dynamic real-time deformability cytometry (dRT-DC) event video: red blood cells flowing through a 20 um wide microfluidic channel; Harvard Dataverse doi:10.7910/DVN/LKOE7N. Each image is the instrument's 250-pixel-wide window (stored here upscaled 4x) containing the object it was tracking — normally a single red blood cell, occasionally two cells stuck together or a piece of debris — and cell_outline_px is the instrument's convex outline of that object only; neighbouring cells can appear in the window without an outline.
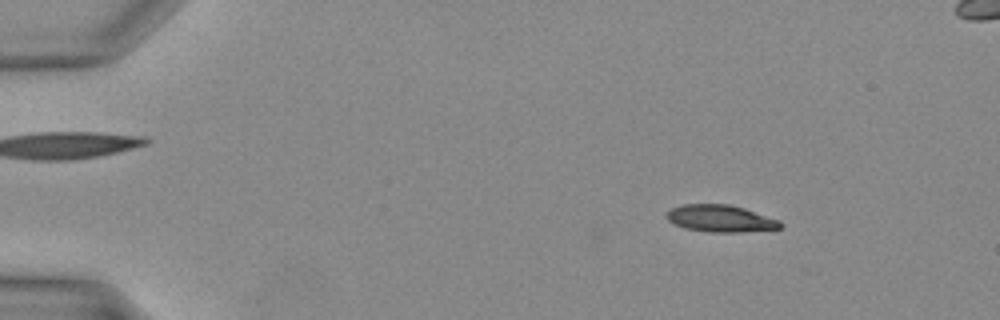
{"species": "Egyptian fruit bat (a non-hibernating species)", "species_latin": "Rousettus aegyptiacus", "temperature_condition": "warm", "stored_images_in_passage": 19, "camera_frame_rate_fps": 3000, "um_per_image_px": 0.085, "animal": {"sex": "female"}, "frame": {"image": 1, "passage_image": 5, "time_ms": 1.333, "image_size_px": [1000, 320], "cell_outline_px": [[784, 224], [780, 228], [740, 232], [708, 232], [684, 228], [672, 224], [664, 216], [672, 208], [680, 204], [728, 204], [744, 208], [780, 220]], "centroid_in_image_um": [61.21, 18.57], "position_along_channel_um": 23.8, "area_um2": 18.03}}
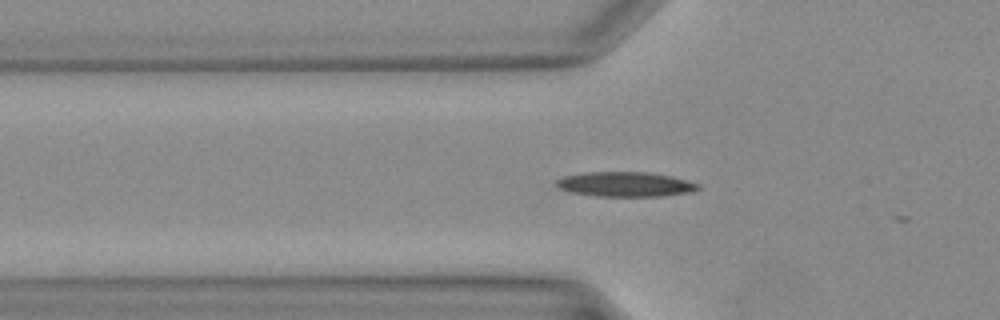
{"frame": {"image": 2, "passage_image": 13, "time_ms": 4.0, "image_size_px": [1000, 320], "cell_outline_px": [[700, 188], [692, 192], [660, 196], [596, 196], [568, 192], [556, 188], [552, 184], [556, 180], [564, 176], [584, 172], [652, 172], [672, 176], [700, 184]], "centroid_in_image_um": [53.09, 15.66], "position_along_channel_um": 72.7, "area_um2": 20.81}}
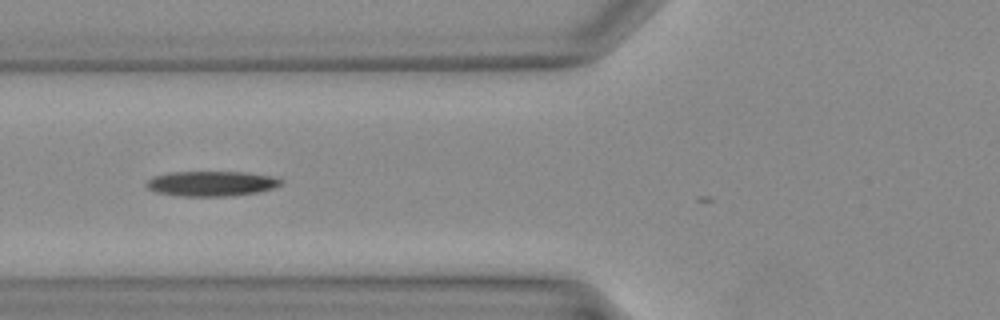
{"frame": {"image": 3, "passage_image": 15, "time_ms": 4.667, "image_size_px": [1000, 320], "cell_outline_px": [[284, 180], [280, 184], [272, 188], [260, 192], [224, 196], [184, 196], [156, 192], [148, 188], [144, 184], [152, 176], [172, 172], [248, 172], [276, 176]], "centroid_in_image_um": [18.0, 15.59], "position_along_channel_um": 107.8, "area_um2": 19.71}}